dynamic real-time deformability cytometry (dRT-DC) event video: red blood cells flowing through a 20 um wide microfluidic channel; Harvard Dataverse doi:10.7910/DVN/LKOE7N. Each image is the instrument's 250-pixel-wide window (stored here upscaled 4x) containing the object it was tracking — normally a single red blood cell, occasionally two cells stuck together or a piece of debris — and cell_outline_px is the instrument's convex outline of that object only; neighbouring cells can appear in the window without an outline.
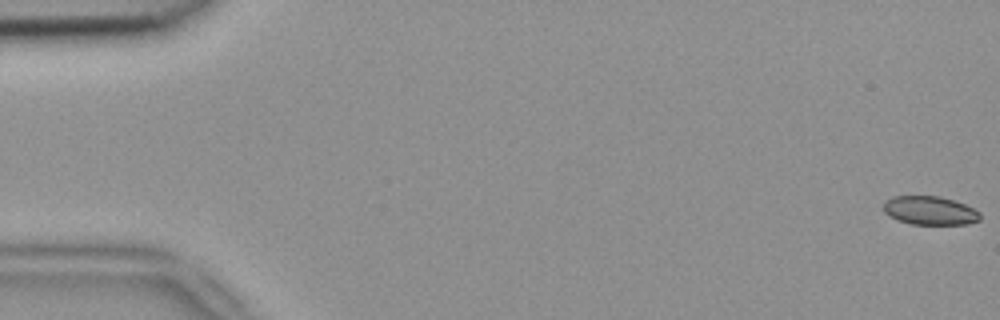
{"species": "common noctule bat (a hibernating species)", "species_latin": "Nyctalus noctula", "temperature_condition": "room temperature", "stored_images_in_passage": 5, "camera_frame_rate_fps": 3000, "um_per_image_px": 0.085, "animal": {"sex": "female", "body_mass_g": 18.4}, "frame": {"image": 1, "passage_image": 1, "time_ms": 0.0, "image_size_px": [1000, 320], "cell_outline_px": [[980, 220], [968, 224], [912, 224], [888, 216], [884, 212], [884, 200], [892, 196], [940, 196], [964, 204], [980, 212]], "centroid_in_image_um": [79.02, 17.89], "position_along_channel_um": 6.0, "area_um2": 16.07}}
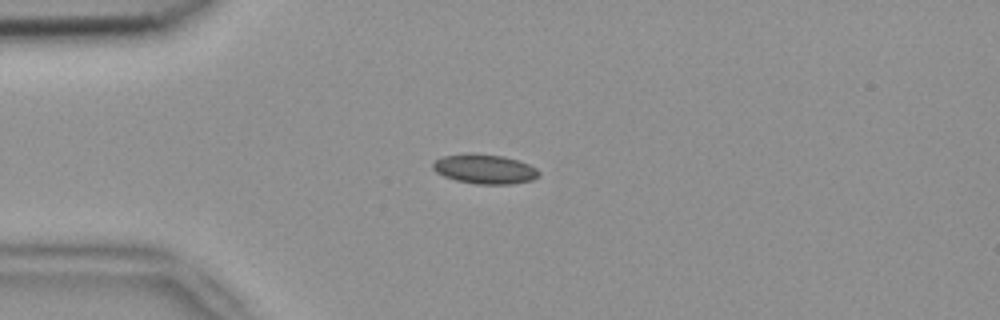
{"frame": {"image": 2, "passage_image": 5, "time_ms": 1.333, "image_size_px": [1000, 320], "cell_outline_px": [[540, 176], [532, 180], [512, 184], [476, 184], [456, 180], [444, 176], [436, 172], [432, 168], [432, 164], [436, 160], [444, 156], [468, 152], [476, 152], [504, 156], [520, 160], [536, 168], [540, 172]], "centroid_in_image_um": [41.21, 14.35], "position_along_channel_um": 43.8, "area_um2": 18.55}}